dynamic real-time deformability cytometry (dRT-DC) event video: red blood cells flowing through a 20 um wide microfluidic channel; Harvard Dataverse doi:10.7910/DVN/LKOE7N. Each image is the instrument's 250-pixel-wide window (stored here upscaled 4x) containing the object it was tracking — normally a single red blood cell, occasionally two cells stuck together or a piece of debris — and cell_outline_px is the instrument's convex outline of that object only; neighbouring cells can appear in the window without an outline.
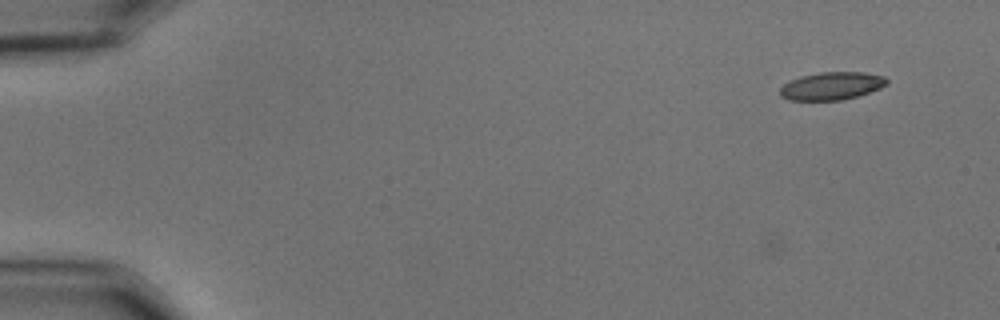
{"species": "common noctule bat (a hibernating species)", "species_latin": "Nyctalus noctula", "temperature_condition": "cold", "stored_images_in_passage": 6, "camera_frame_rate_fps": 3000, "um_per_image_px": 0.085, "animal": {"sex": "male", "body_mass_g": 15.6}, "frame": {"image": 1, "passage_image": 6, "time_ms": 1.667, "image_size_px": [1000, 320], "cell_outline_px": [[888, 84], [880, 88], [856, 96], [840, 100], [788, 100], [780, 96], [780, 88], [784, 84], [800, 76], [820, 72], [864, 72], [884, 76], [888, 80]], "centroid_in_image_um": [70.69, 7.3], "position_along_channel_um": 14.3, "area_um2": 17.22}}